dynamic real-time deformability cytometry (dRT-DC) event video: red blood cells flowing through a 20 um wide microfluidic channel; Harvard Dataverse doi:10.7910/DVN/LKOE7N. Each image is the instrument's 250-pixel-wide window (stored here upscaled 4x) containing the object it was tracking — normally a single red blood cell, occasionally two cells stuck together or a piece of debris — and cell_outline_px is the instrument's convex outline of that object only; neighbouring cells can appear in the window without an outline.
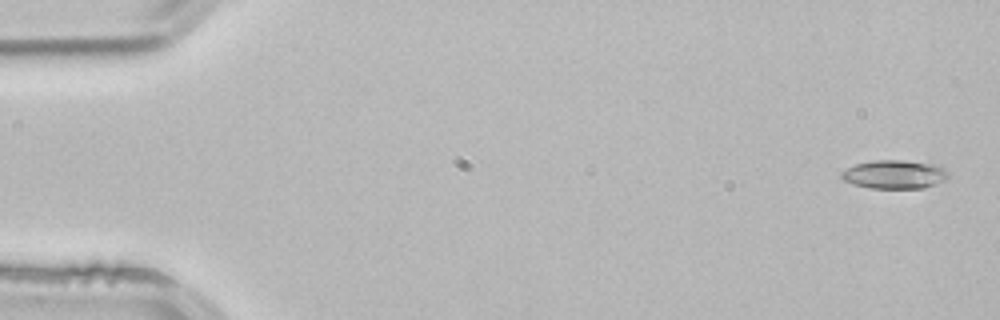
{"species": "common noctule bat (a hibernating species)", "species_latin": "Nyctalus noctula", "temperature_condition": "room temperature", "stored_images_in_passage": 4, "camera_frame_rate_fps": 3000, "um_per_image_px": 0.085, "animal": {"sex": "male", "body_mass_g": 21.5, "forearm_length_mm": 52.0}, "frame": {"image": 1, "passage_image": 1, "time_ms": 0.0, "image_size_px": [1000, 320], "cell_outline_px": [[948, 176], [944, 180], [936, 184], [924, 188], [868, 188], [844, 180], [840, 176], [840, 172], [856, 164], [872, 160], [900, 160], [932, 164], [944, 168], [948, 172]], "centroid_in_image_um": [76.02, 14.82], "position_along_channel_um": 9.0, "area_um2": 17.63}}
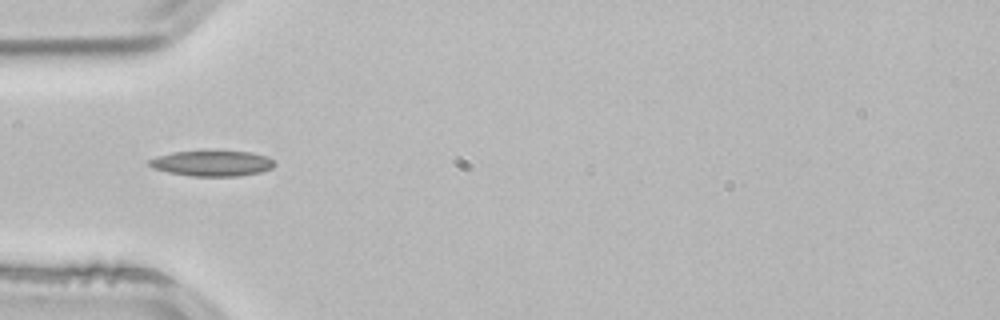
{"frame": {"image": 2, "passage_image": 3, "time_ms": 0.667, "image_size_px": [1000, 320], "cell_outline_px": [[276, 164], [272, 168], [260, 172], [236, 176], [192, 176], [168, 172], [152, 168], [148, 164], [148, 160], [172, 152], [252, 152], [268, 156]], "centroid_in_image_um": [18.05, 13.89], "position_along_channel_um": 67.0, "area_um2": 18.32}}